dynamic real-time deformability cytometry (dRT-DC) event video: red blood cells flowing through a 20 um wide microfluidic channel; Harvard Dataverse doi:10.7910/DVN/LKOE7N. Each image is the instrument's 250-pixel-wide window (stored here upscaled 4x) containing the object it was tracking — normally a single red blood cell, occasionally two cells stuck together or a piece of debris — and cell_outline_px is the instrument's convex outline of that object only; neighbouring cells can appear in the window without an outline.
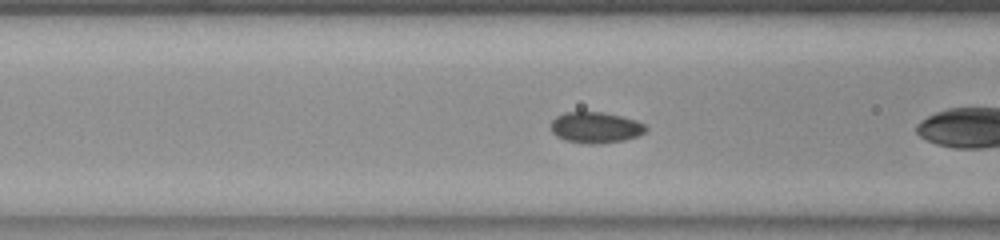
{"species": "common noctule bat (a hibernating species)", "species_latin": "Nyctalus noctula", "temperature_condition": "room temperature", "stored_images_in_passage": 39, "camera_frame_rate_fps": 3000, "um_per_image_px": 0.085, "animal": {"sex": "female", "body_mass_g": 23.0, "forearm_length_mm": 53.4}, "frame": {"image": 1, "passage_image": 6, "time_ms": 1.667, "image_size_px": [1000, 240], "cell_outline_px": [[648, 128], [644, 132], [636, 136], [624, 140], [592, 144], [564, 140], [556, 136], [552, 132], [552, 120], [556, 116], [564, 112], [604, 112], [636, 120], [644, 124]], "centroid_in_image_um": [50.61, 10.83], "position_along_channel_um": 116.0, "area_um2": 16.99}, "authors_computed_cell_mechanics": {"area_um2": 16.7042, "velocity_mm_per_s": 3.8679, "shape_relaxation_time_tau1_ms": 1.8191, "shape_relaxation_time_tau2_ms": null, "deformation_change_tau1": 0.0644, "deformation_change_tau2": null}}